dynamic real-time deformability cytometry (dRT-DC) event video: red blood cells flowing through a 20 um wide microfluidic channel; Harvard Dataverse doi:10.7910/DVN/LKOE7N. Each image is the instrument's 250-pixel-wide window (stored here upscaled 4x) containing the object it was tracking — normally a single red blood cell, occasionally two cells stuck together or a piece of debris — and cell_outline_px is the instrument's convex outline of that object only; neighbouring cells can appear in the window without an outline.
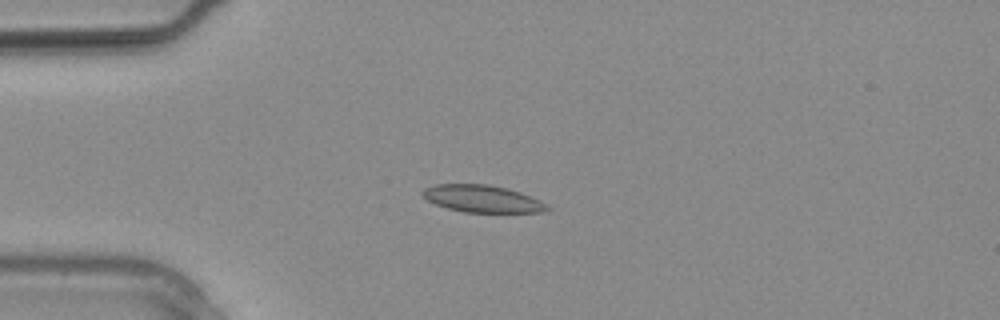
{"species": "common noctule bat (a hibernating species)", "species_latin": "Nyctalus noctula", "temperature_condition": "warm", "stored_images_in_passage": 9, "camera_frame_rate_fps": 3000, "um_per_image_px": 0.085, "animal": {"sex": "male", "body_mass_g": 20.4}, "frame": {"image": 1, "passage_image": 6, "time_ms": 1.667, "image_size_px": [1000, 320], "cell_outline_px": [[552, 208], [544, 212], [464, 212], [448, 208], [436, 204], [428, 200], [420, 192], [424, 188], [436, 184], [488, 184], [520, 192], [540, 200], [548, 204]], "centroid_in_image_um": [41.02, 16.89], "position_along_channel_um": 44.0, "area_um2": 19.65}}